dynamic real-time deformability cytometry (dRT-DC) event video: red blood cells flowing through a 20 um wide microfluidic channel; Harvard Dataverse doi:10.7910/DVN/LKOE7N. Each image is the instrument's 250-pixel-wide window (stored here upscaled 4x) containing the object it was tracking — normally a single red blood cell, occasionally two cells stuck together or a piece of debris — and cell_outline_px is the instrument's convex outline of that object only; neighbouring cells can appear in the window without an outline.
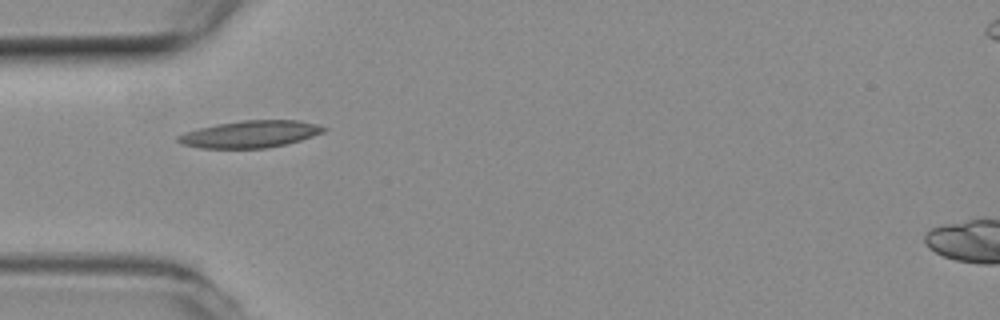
{"species": "common noctule bat (a hibernating species)", "species_latin": "Nyctalus noctula", "temperature_condition": "room temperature", "stored_images_in_passage": 33, "camera_frame_rate_fps": 3000, "um_per_image_px": 0.085, "animal": {"sex": "female", "body_mass_g": 19.3, "forearm_length_mm": 54.1}, "frame": {"image": 1, "passage_image": 1, "time_ms": 0.0, "image_size_px": [1000, 320], "cell_outline_px": [[328, 128], [324, 132], [300, 140], [284, 144], [264, 148], [200, 148], [184, 144], [176, 140], [176, 136], [200, 128], [220, 124], [244, 120], [300, 120], [316, 124]], "centroid_in_image_um": [21.3, 11.4], "position_along_channel_um": 63.7, "area_um2": 22.54}}
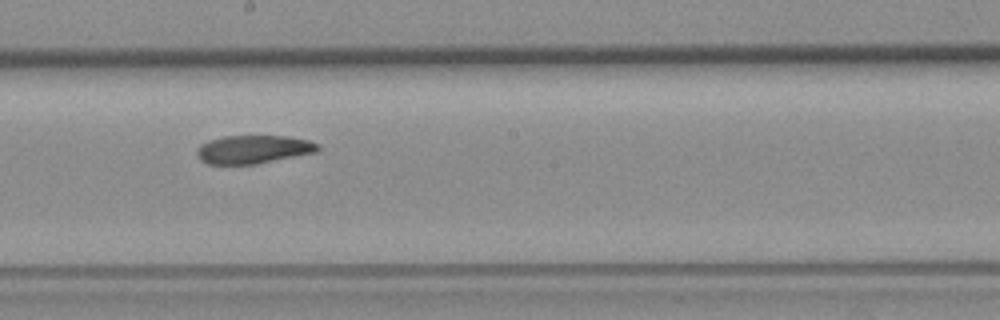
{"frame": {"image": 2, "passage_image": 14, "time_ms": 4.333, "image_size_px": [1000, 320], "cell_outline_px": [[320, 148], [316, 152], [256, 164], [208, 164], [200, 160], [196, 152], [200, 144], [208, 140], [224, 136], [288, 136], [308, 140], [320, 144]], "centroid_in_image_um": [21.53, 12.69], "position_along_channel_um": 226.7, "area_um2": 20.0}}
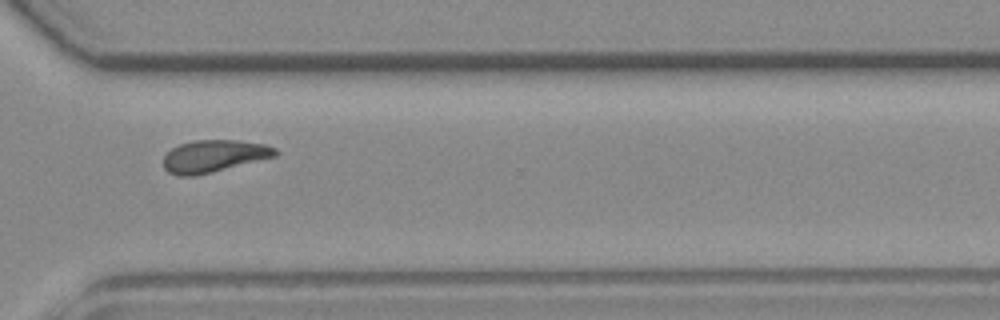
{"frame": {"image": 3, "passage_image": 24, "time_ms": 7.667, "image_size_px": [1000, 320], "cell_outline_px": [[280, 152], [276, 156], [196, 176], [176, 176], [168, 172], [164, 168], [164, 156], [172, 148], [180, 144], [192, 140], [236, 140], [264, 144], [276, 148]], "centroid_in_image_um": [18.17, 13.27], "position_along_channel_um": 352.4, "area_um2": 21.04}, "authors_computed_cell_mechanics": {"area_um2": 20.9814, "velocity_mm_per_s": 3.7706, "shape_relaxation_time_tau1_ms": 5.148, "shape_relaxation_time_tau2_ms": 8.192, "deformation_change_tau1": 0.1553, "deformation_change_tau2": 0.1485}}